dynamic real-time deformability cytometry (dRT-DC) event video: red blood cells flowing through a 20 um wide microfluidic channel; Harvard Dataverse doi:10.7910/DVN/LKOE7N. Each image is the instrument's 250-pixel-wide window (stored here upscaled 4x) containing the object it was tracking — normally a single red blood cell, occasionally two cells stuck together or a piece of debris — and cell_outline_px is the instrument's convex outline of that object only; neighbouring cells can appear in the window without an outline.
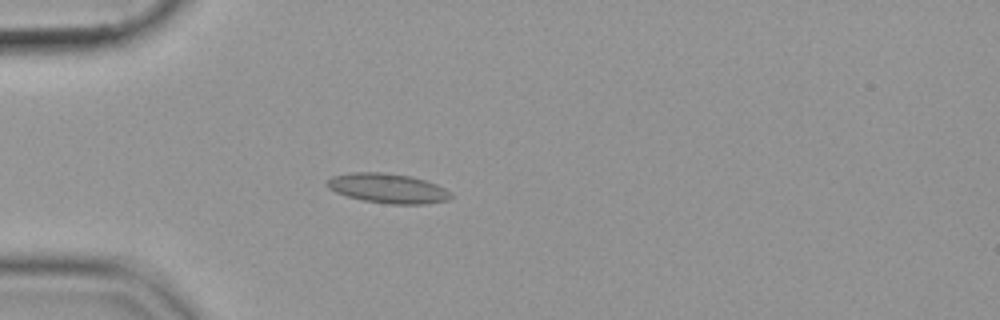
{"species": "common noctule bat (a hibernating species)", "species_latin": "Nyctalus noctula", "temperature_condition": "cold", "stored_images_in_passage": 48, "camera_frame_rate_fps": 3000, "um_per_image_px": 0.085, "animal": {"sex": "female", "body_mass_g": 19.9}, "frame": {"image": 1, "passage_image": 15, "time_ms": 4.667, "image_size_px": [1000, 320], "cell_outline_px": [[452, 196], [448, 200], [424, 204], [392, 204], [364, 200], [348, 196], [336, 192], [328, 188], [328, 180], [332, 176], [352, 172], [384, 172], [412, 176], [436, 184], [444, 188]], "centroid_in_image_um": [32.97, 15.99], "position_along_channel_um": 52.0, "area_um2": 21.15}}
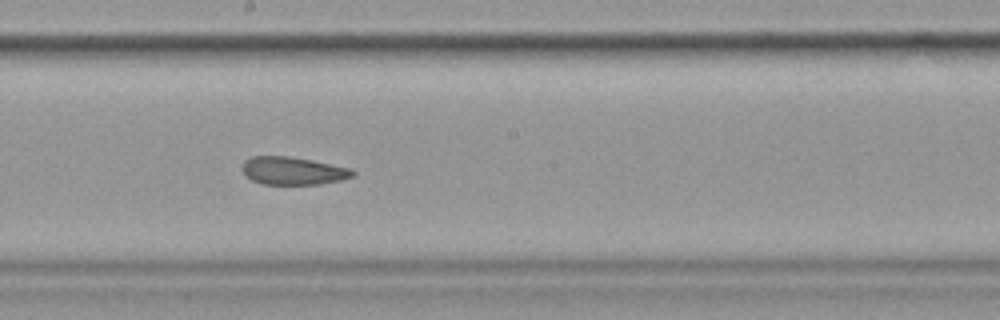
{"frame": {"image": 2, "passage_image": 30, "time_ms": 9.667, "image_size_px": [1000, 320], "cell_outline_px": [[356, 172], [352, 176], [340, 180], [320, 184], [260, 184], [252, 180], [240, 168], [244, 160], [252, 156], [288, 156], [312, 160], [352, 168]], "centroid_in_image_um": [24.89, 14.51], "position_along_channel_um": 223.3, "area_um2": 17.98}}
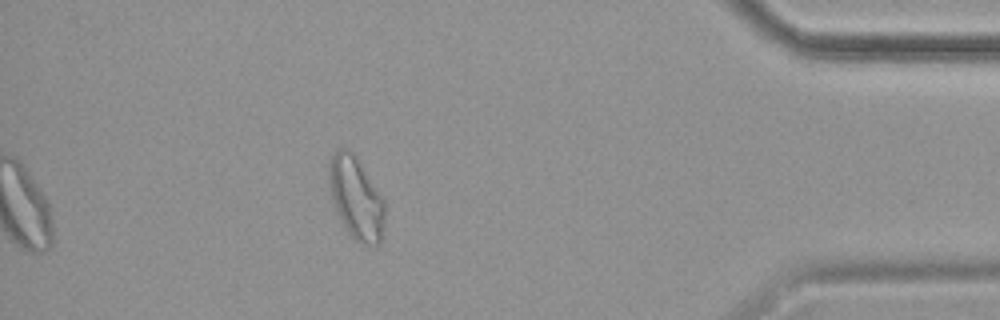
{"frame": {"image": 3, "passage_image": 48, "time_ms": 15.667, "image_size_px": [1000, 320], "cell_outline_px": [[384, 224], [380, 244], [360, 244], [348, 232], [336, 212], [328, 180], [328, 160], [340, 148], [348, 148], [356, 156], [384, 196]], "centroid_in_image_um": [30.28, 16.8], "position_along_channel_um": 404.9, "area_um2": 26.93}}